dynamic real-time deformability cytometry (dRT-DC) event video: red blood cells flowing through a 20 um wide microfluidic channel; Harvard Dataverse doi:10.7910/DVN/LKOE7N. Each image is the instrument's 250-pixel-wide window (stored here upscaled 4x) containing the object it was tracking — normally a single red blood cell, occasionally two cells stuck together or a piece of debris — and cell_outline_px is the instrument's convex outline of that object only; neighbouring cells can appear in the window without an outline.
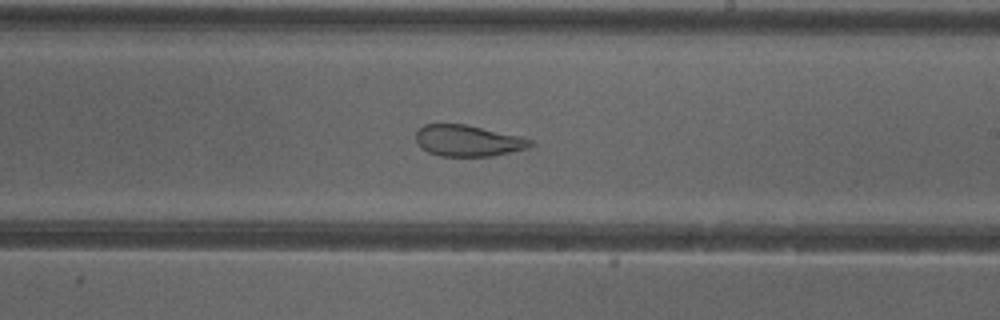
{"species": "common noctule bat (a hibernating species)", "species_latin": "Nyctalus noctula", "temperature_condition": "cold", "stored_images_in_passage": 51, "camera_frame_rate_fps": 3000, "um_per_image_px": 0.085, "animal": {"sex": "female"}, "frame": {"image": 1, "passage_image": 30, "time_ms": 9.667, "image_size_px": [1000, 320], "cell_outline_px": [[532, 144], [528, 148], [492, 156], [440, 156], [428, 152], [416, 140], [416, 132], [424, 124], [464, 124], [520, 136], [532, 140]], "centroid_in_image_um": [39.78, 11.96], "position_along_channel_um": 249.2, "area_um2": 20.58}, "authors_computed_cell_mechanics": {"area_um2": 29.1312, "velocity_mm_per_s": 3.9843, "shape_relaxation_time_tau1_ms": null, "shape_relaxation_time_tau2_ms": 1.6288, "deformation_change_tau1": null, "deformation_change_tau2": 0.0924}}